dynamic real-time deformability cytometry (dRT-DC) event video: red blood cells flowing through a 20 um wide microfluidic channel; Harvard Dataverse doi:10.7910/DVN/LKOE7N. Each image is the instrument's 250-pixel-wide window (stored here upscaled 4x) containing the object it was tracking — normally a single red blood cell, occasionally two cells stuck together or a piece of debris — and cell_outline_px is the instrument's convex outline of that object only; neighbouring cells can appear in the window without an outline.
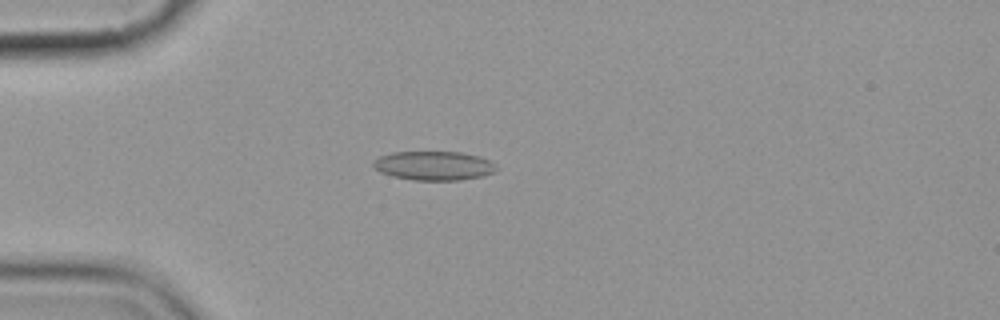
{"species": "common noctule bat (a hibernating species)", "species_latin": "Nyctalus noctula", "temperature_condition": "cold", "stored_images_in_passage": 5, "camera_frame_rate_fps": 3000, "um_per_image_px": 0.085, "animal": {"sex": "female", "body_mass_g": 19.9}, "frame": {"image": 1, "passage_image": 3, "time_ms": 2.333, "image_size_px": [1000, 320], "cell_outline_px": [[496, 172], [484, 176], [460, 180], [412, 180], [392, 176], [380, 172], [372, 164], [372, 160], [380, 156], [392, 152], [460, 152], [480, 156], [492, 160], [496, 164]], "centroid_in_image_um": [36.91, 14.08], "position_along_channel_um": 48.1, "area_um2": 21.1}}
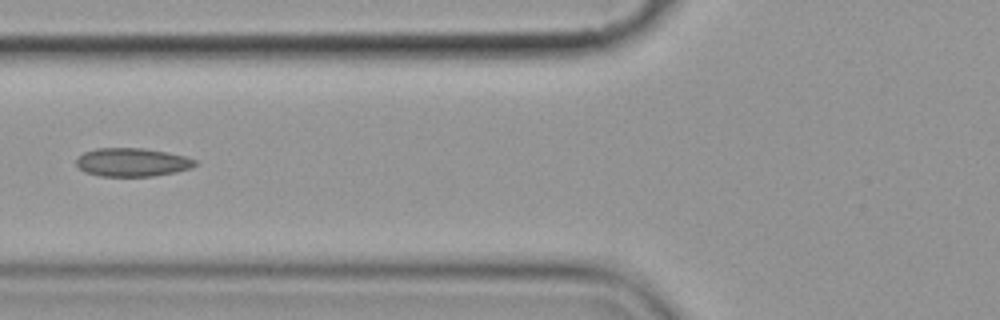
{"frame": {"image": 2, "passage_image": 5, "time_ms": 4.667, "image_size_px": [1000, 320], "cell_outline_px": [[196, 164], [192, 168], [176, 172], [152, 176], [100, 176], [84, 172], [76, 164], [76, 160], [84, 152], [96, 148], [144, 148], [168, 152], [184, 156], [196, 160]], "centroid_in_image_um": [11.24, 13.79], "position_along_channel_um": 114.6, "area_um2": 19.71}}